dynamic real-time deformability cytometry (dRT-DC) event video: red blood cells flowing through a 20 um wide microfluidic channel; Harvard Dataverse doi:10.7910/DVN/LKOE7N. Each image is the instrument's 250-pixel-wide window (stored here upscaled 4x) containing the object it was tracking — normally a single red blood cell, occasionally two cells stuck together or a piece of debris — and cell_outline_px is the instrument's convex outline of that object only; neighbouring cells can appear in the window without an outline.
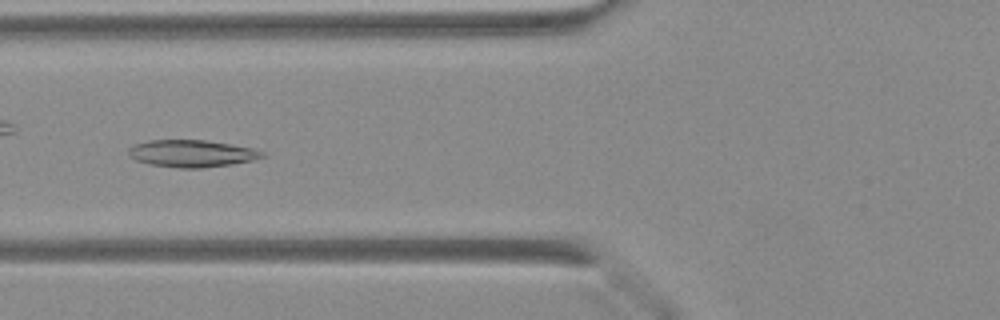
{"species": "Egyptian fruit bat (a non-hibernating species)", "species_latin": "Rousettus aegyptiacus", "temperature_condition": "warm", "stored_images_in_passage": 39, "camera_frame_rate_fps": 3000, "um_per_image_px": 0.085, "animal": {"sex": "female"}, "frame": {"image": 1, "passage_image": 14, "time_ms": 4.333, "image_size_px": [1000, 320], "cell_outline_px": [[268, 156], [252, 160], [232, 164], [200, 168], [180, 168], [148, 164], [136, 160], [128, 156], [128, 148], [136, 144], [148, 140], [204, 140], [252, 148], [264, 152]], "centroid_in_image_um": [16.28, 13.05], "position_along_channel_um": 109.5, "area_um2": 21.1}}
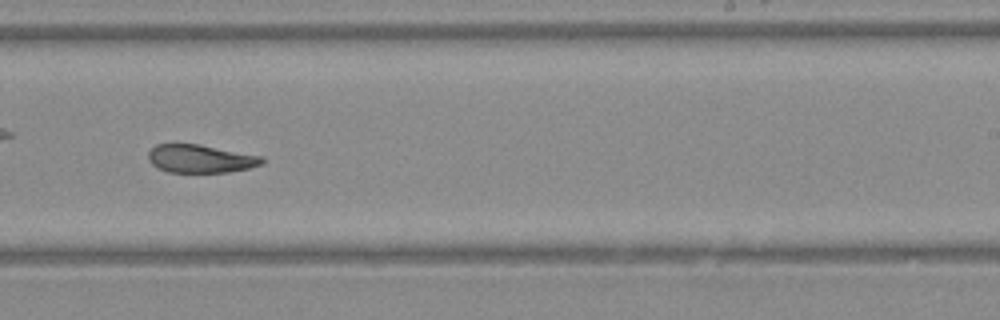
{"frame": {"image": 2, "passage_image": 24, "time_ms": 7.667, "image_size_px": [1000, 320], "cell_outline_px": [[264, 164], [248, 168], [228, 172], [168, 172], [156, 168], [148, 160], [148, 152], [156, 144], [200, 144], [264, 156]], "centroid_in_image_um": [17.05, 13.49], "position_along_channel_um": 271.9, "area_um2": 18.84}}
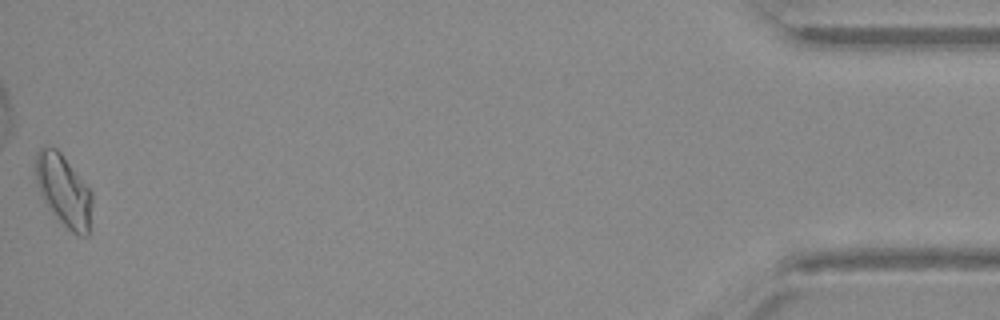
{"frame": {"image": 3, "passage_image": 39, "time_ms": 12.667, "image_size_px": [1000, 320], "cell_outline_px": [[92, 204], [88, 236], [80, 236], [72, 232], [52, 212], [44, 200], [40, 192], [36, 180], [36, 152], [40, 148], [56, 148], [60, 152], [92, 192]], "centroid_in_image_um": [5.43, 16.21], "position_along_channel_um": 429.8, "area_um2": 23.0}}